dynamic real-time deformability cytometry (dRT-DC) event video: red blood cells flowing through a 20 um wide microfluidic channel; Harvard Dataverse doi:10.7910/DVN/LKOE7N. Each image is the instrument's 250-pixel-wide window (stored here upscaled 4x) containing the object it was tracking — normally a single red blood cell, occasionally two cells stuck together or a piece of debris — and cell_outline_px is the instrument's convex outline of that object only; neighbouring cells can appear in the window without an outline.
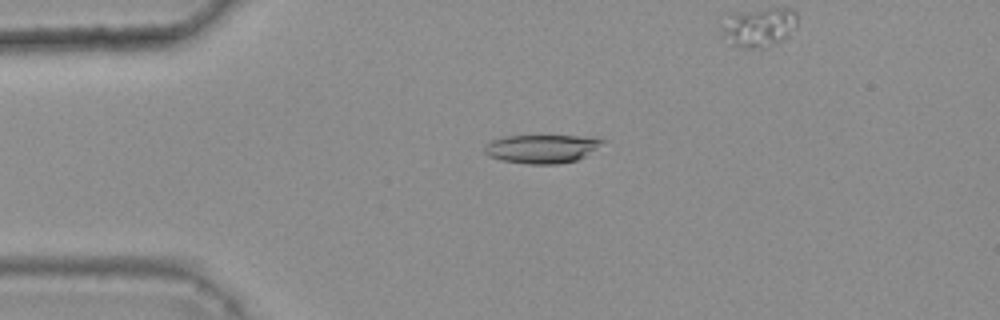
{"species": "common noctule bat (a hibernating species)", "species_latin": "Nyctalus noctula", "temperature_condition": "warm", "stored_images_in_passage": 49, "camera_frame_rate_fps": 3000, "um_per_image_px": 0.085, "animal": {"sex": "female", "body_mass_g": 25.1}, "frame": {"image": 1, "passage_image": 13, "time_ms": 4.0, "image_size_px": [1000, 320], "cell_outline_px": [[604, 140], [596, 148], [584, 156], [576, 160], [556, 164], [528, 164], [500, 160], [488, 156], [484, 152], [484, 144], [492, 140], [504, 136], [596, 136]], "centroid_in_image_um": [46.0, 12.64], "position_along_channel_um": 39.0, "area_um2": 19.59}}
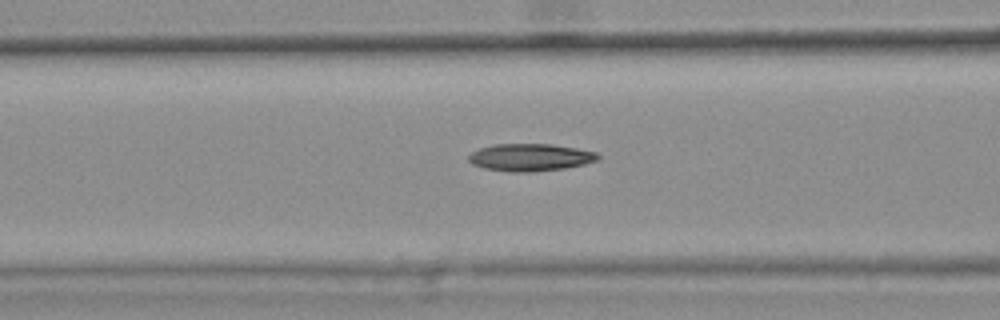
{"frame": {"image": 2, "passage_image": 22, "time_ms": 7.0, "image_size_px": [1000, 320], "cell_outline_px": [[600, 160], [584, 164], [564, 168], [532, 172], [512, 172], [484, 168], [472, 164], [468, 160], [468, 156], [472, 152], [480, 148], [492, 144], [552, 144], [576, 148], [596, 152], [600, 156]], "centroid_in_image_um": [45.08, 13.37], "position_along_channel_um": 121.5, "area_um2": 20.69}}
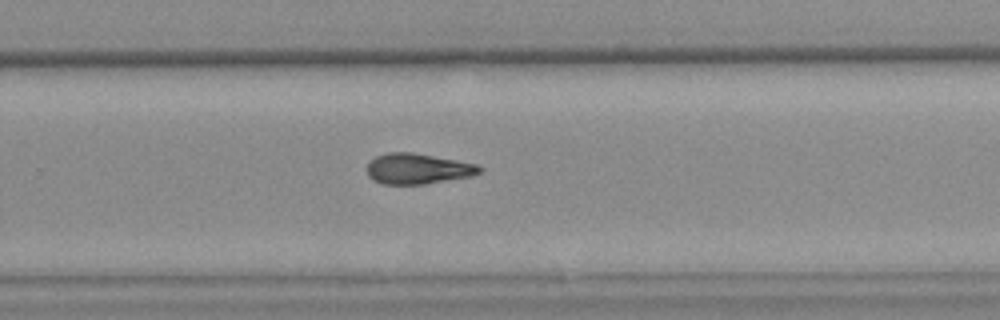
{"frame": {"image": 3, "passage_image": 36, "time_ms": 11.667, "image_size_px": [1000, 320], "cell_outline_px": [[484, 168], [480, 172], [472, 176], [424, 184], [384, 184], [372, 180], [368, 176], [368, 164], [376, 156], [388, 152], [412, 152], [456, 160], [476, 164]], "centroid_in_image_um": [35.51, 14.34], "position_along_channel_um": 294.3, "area_um2": 19.94}, "authors_computed_cell_mechanics": {"area_um2": 20.3456, "velocity_mm_per_s": 3.7125, "shape_relaxation_time_tau1_ms": null, "shape_relaxation_time_tau2_ms": 6.5593, "deformation_change_tau1": null, "deformation_change_tau2": 0.1705}}